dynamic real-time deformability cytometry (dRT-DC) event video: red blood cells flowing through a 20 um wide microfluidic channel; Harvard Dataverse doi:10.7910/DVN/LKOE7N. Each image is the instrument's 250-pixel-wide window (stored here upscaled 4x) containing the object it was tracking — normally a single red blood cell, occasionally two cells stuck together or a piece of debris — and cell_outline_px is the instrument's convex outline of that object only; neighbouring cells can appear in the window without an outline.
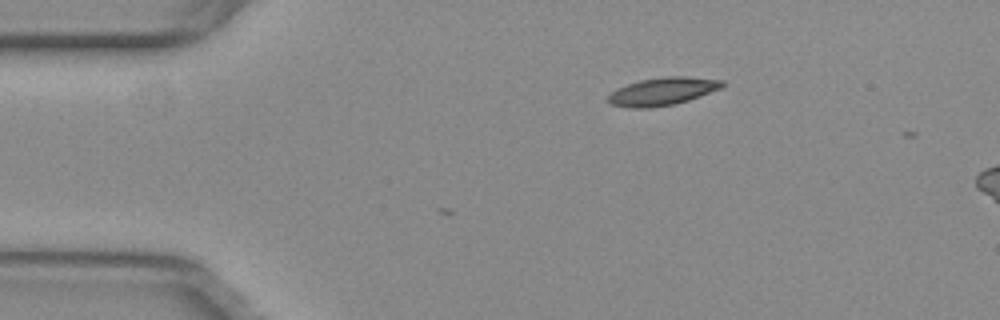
{"species": "common noctule bat (a hibernating species)", "species_latin": "Nyctalus noctula", "temperature_condition": "warm", "stored_images_in_passage": 3, "camera_frame_rate_fps": 3000, "um_per_image_px": 0.085, "animal": {"sex": "female", "body_mass_g": 29.2, "forearm_length_mm": 56.3}, "frame": {"image": 1, "passage_image": 3, "time_ms": 0.667, "image_size_px": [1000, 320], "cell_outline_px": [[724, 84], [720, 88], [700, 96], [688, 100], [672, 104], [652, 108], [632, 108], [612, 104], [608, 100], [608, 96], [616, 88], [640, 80], [664, 76], [688, 76], [724, 80]], "centroid_in_image_um": [56.32, 7.75], "position_along_channel_um": 28.7, "area_um2": 18.38}}